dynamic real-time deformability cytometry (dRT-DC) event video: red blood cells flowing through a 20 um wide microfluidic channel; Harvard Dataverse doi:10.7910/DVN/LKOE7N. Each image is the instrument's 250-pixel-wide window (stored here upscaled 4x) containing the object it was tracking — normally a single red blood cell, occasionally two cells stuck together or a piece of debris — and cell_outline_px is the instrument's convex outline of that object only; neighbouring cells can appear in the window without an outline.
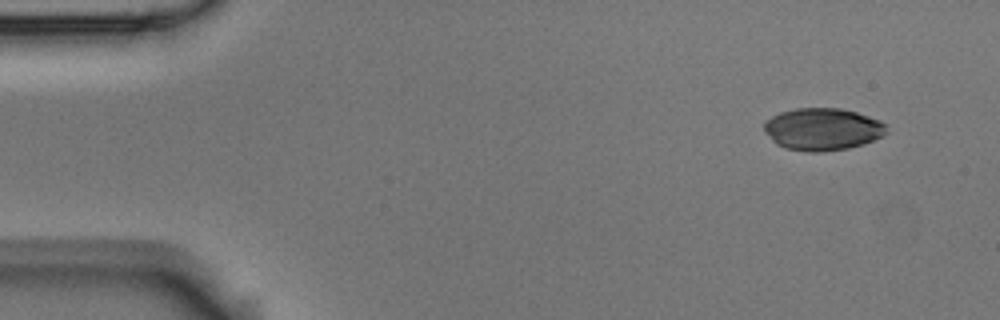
{"species": "Egyptian fruit bat (a non-hibernating species)", "species_latin": "Rousettus aegyptiacus", "temperature_condition": "room temperature", "stored_images_in_passage": 4, "camera_frame_rate_fps": 3000, "um_per_image_px": 0.085, "animal": {"sex": "male"}, "frame": {"image": 1, "passage_image": 1, "time_ms": 0.0, "image_size_px": [1000, 320], "cell_outline_px": [[888, 132], [864, 144], [848, 148], [820, 152], [808, 152], [784, 148], [776, 144], [764, 132], [764, 120], [780, 112], [796, 108], [840, 108], [856, 112], [880, 120], [884, 124]], "centroid_in_image_um": [69.88, 10.98], "position_along_channel_um": 15.1, "area_um2": 30.23}}
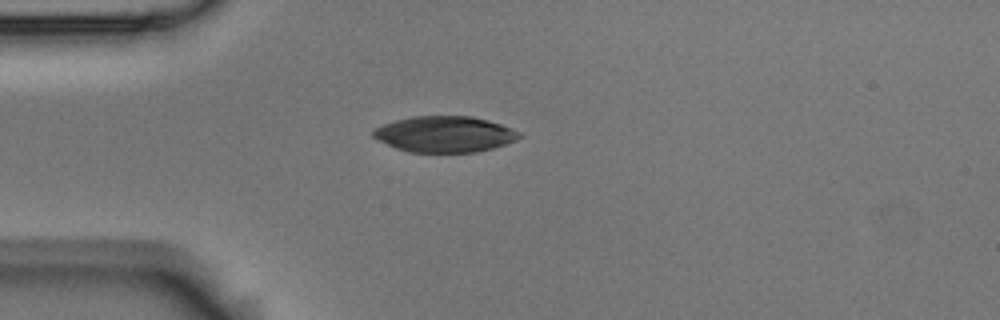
{"frame": {"image": 2, "passage_image": 4, "time_ms": 1.0, "image_size_px": [1000, 320], "cell_outline_px": [[524, 136], [516, 140], [492, 148], [476, 152], [408, 152], [396, 148], [372, 136], [372, 132], [376, 128], [384, 124], [396, 120], [412, 116], [472, 116], [488, 120], [512, 128], [520, 132]], "centroid_in_image_um": [37.83, 11.4], "position_along_channel_um": 47.2, "area_um2": 30.52}}